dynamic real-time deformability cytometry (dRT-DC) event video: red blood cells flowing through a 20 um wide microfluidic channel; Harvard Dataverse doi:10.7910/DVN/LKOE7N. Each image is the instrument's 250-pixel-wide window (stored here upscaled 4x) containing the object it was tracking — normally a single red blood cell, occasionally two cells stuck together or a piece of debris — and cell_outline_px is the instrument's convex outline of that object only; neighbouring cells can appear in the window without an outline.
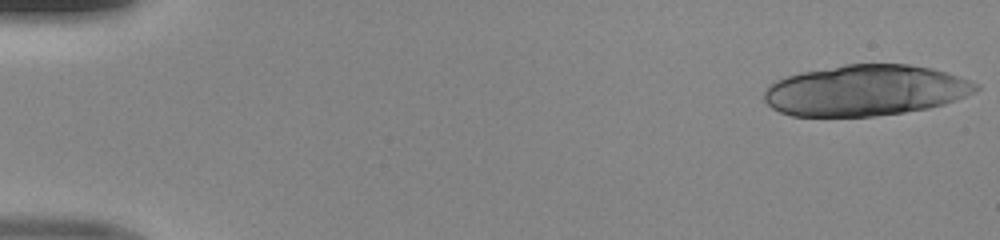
{"species": "human", "species_latin": "Homo sapiens", "temperature_condition": "room temperature", "stored_images_in_passage": 17, "camera_frame_rate_fps": 3000, "um_per_image_px": 0.085, "donor": {"sex": "male"}, "frame": {"image": 1, "passage_image": 1, "time_ms": 0.0, "image_size_px": [1000, 240], "cell_outline_px": [[980, 88], [956, 100], [944, 104], [928, 108], [904, 112], [876, 116], [792, 116], [780, 112], [772, 108], [764, 100], [764, 92], [776, 80], [800, 72], [844, 64], [908, 64], [932, 68], [948, 72], [980, 84]], "centroid_in_image_um": [73.58, 7.68], "position_along_channel_um": 11.4, "area_um2": 62.77}}